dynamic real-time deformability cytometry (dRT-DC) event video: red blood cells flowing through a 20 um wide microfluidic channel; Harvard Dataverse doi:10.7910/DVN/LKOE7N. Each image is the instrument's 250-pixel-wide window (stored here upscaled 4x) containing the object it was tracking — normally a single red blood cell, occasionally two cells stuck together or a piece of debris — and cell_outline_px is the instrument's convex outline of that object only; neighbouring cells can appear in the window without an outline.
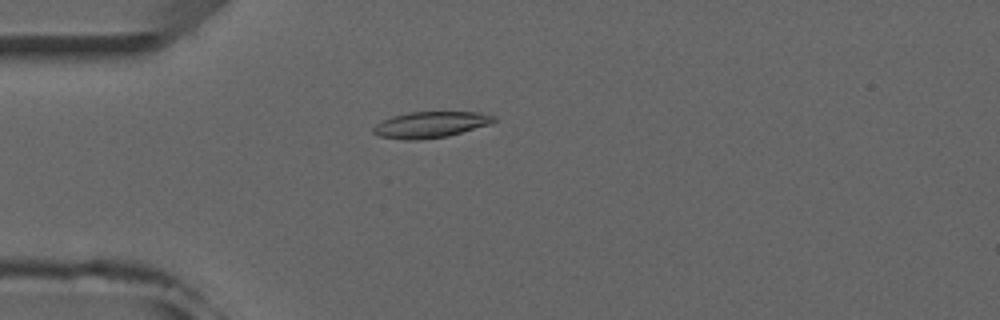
{"species": "common noctule bat (a hibernating species)", "species_latin": "Nyctalus noctula", "temperature_condition": "room temperature", "stored_images_in_passage": 35, "camera_frame_rate_fps": 3000, "um_per_image_px": 0.085, "animal": {"sex": "male", "forearm_length_mm": 52.5}, "frame": {"image": 1, "passage_image": 2, "time_ms": 0.333, "image_size_px": [1000, 320], "cell_outline_px": [[496, 120], [488, 124], [448, 136], [420, 140], [404, 140], [380, 136], [372, 132], [372, 128], [376, 124], [392, 116], [408, 112], [480, 112], [496, 116]], "centroid_in_image_um": [36.57, 10.59], "position_along_channel_um": 48.4, "area_um2": 18.26}}
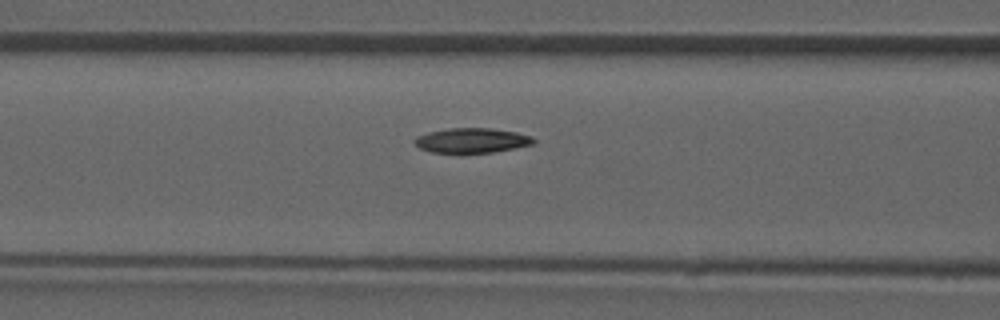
{"frame": {"image": 2, "passage_image": 9, "time_ms": 2.667, "image_size_px": [1000, 320], "cell_outline_px": [[536, 144], [516, 148], [492, 152], [432, 152], [420, 148], [412, 140], [416, 136], [428, 132], [448, 128], [492, 128], [516, 132], [532, 136], [536, 140]], "centroid_in_image_um": [40.14, 11.92], "position_along_channel_um": 126.5, "area_um2": 17.22}}
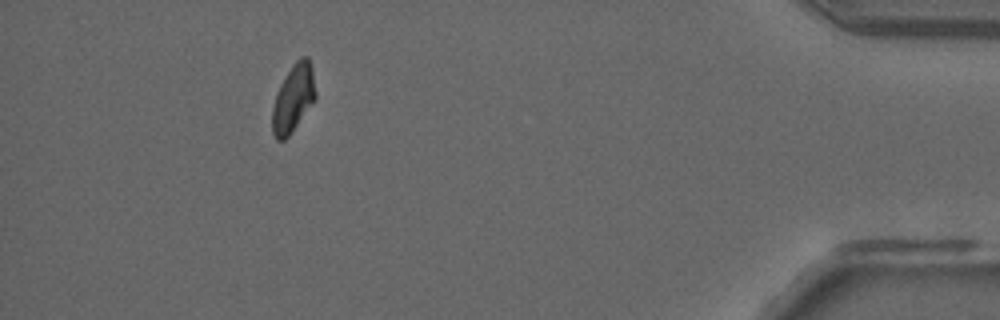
{"frame": {"image": 3, "passage_image": 35, "time_ms": 11.333, "image_size_px": [1000, 320], "cell_outline_px": [[316, 100], [288, 136], [284, 140], [276, 140], [272, 132], [272, 108], [276, 92], [284, 76], [292, 64], [300, 56], [308, 56], [312, 68], [316, 92]], "centroid_in_image_um": [24.93, 8.33], "position_along_channel_um": 410.3, "area_um2": 17.28}, "authors_computed_cell_mechanics": {"area_um2": 17.3978, "velocity_mm_per_s": 3.9692, "shape_relaxation_time_tau1_ms": null, "shape_relaxation_time_tau2_ms": 6.0659, "deformation_change_tau1": null, "deformation_change_tau2": 0.108}}